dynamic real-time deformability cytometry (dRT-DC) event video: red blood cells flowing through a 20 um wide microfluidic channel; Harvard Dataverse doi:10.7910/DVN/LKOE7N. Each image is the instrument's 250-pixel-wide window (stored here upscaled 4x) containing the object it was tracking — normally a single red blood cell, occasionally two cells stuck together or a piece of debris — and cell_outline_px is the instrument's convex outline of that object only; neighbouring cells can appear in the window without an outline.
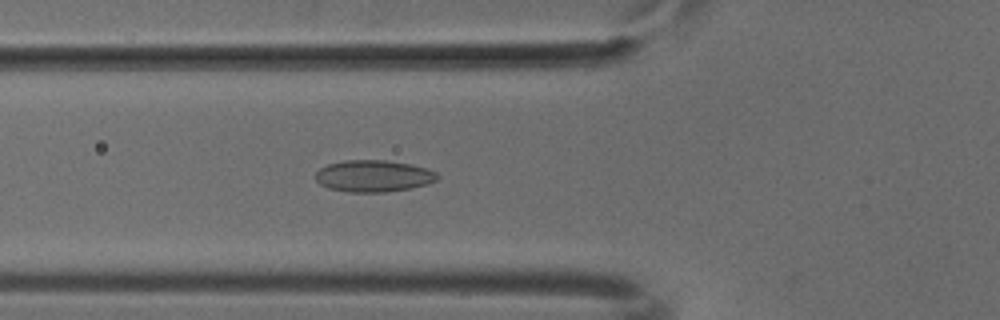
{"species": "common noctule bat (a hibernating species)", "species_latin": "Nyctalus noctula", "temperature_condition": "cold", "stored_images_in_passage": 44, "camera_frame_rate_fps": 3000, "um_per_image_px": 0.085, "animal": {"sex": "male", "body_mass_g": 18.8}, "frame": {"image": 1, "passage_image": 11, "time_ms": 3.333, "image_size_px": [1000, 320], "cell_outline_px": [[440, 176], [436, 180], [428, 184], [408, 188], [384, 192], [348, 192], [328, 188], [320, 184], [316, 180], [316, 172], [320, 168], [328, 164], [344, 160], [384, 160], [412, 164], [436, 172]], "centroid_in_image_um": [31.74, 14.96], "position_along_channel_um": 94.1, "area_um2": 22.48}}
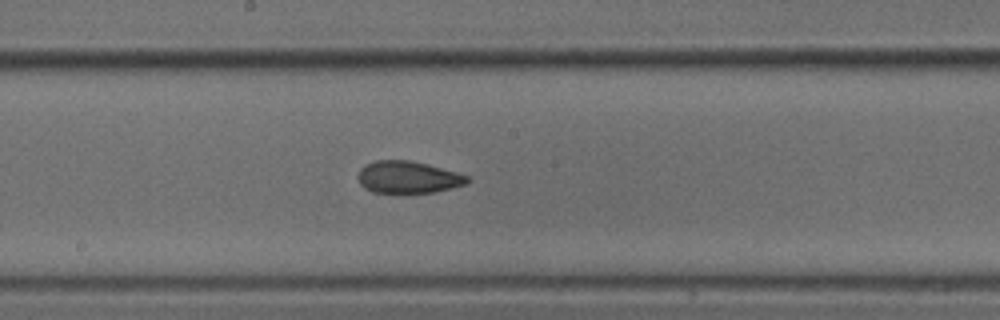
{"frame": {"image": 2, "passage_image": 20, "time_ms": 6.333, "image_size_px": [1000, 320], "cell_outline_px": [[472, 180], [464, 184], [432, 192], [372, 192], [364, 188], [360, 184], [356, 176], [360, 168], [364, 164], [376, 160], [408, 160], [428, 164], [456, 172], [468, 176]], "centroid_in_image_um": [34.62, 15.04], "position_along_channel_um": 213.6, "area_um2": 20.35}}
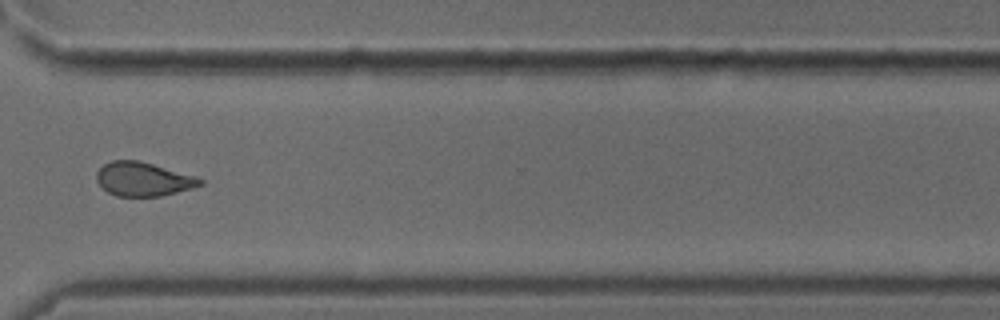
{"frame": {"image": 3, "passage_image": 31, "time_ms": 10.0, "image_size_px": [1000, 320], "cell_outline_px": [[204, 184], [192, 188], [160, 196], [116, 196], [108, 192], [96, 180], [96, 172], [104, 164], [112, 160], [136, 160], [152, 164], [196, 176], [204, 180]], "centroid_in_image_um": [12.18, 15.23], "position_along_channel_um": 358.4, "area_um2": 20.29}}